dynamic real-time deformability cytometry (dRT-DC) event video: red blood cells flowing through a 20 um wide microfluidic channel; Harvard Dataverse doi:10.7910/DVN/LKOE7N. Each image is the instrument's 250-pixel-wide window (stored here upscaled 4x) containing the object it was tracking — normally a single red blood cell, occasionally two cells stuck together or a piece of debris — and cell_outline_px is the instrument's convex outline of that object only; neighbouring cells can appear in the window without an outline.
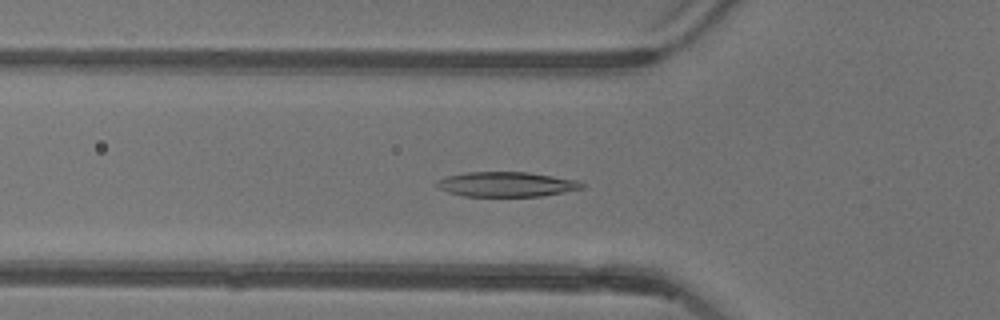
{"species": "common noctule bat (a hibernating species)", "species_latin": "Nyctalus noctula", "temperature_condition": "warm", "stored_images_in_passage": 51, "camera_frame_rate_fps": 3000, "um_per_image_px": 0.085, "animal": {"sex": "female"}, "frame": {"image": 1, "passage_image": 16, "time_ms": 5.0, "image_size_px": [1000, 320], "cell_outline_px": [[584, 188], [564, 192], [540, 196], [464, 196], [448, 192], [440, 188], [436, 184], [436, 180], [444, 176], [468, 172], [528, 172], [576, 180], [584, 184]], "centroid_in_image_um": [43.02, 15.66], "position_along_channel_um": 82.8, "area_um2": 20.92}}
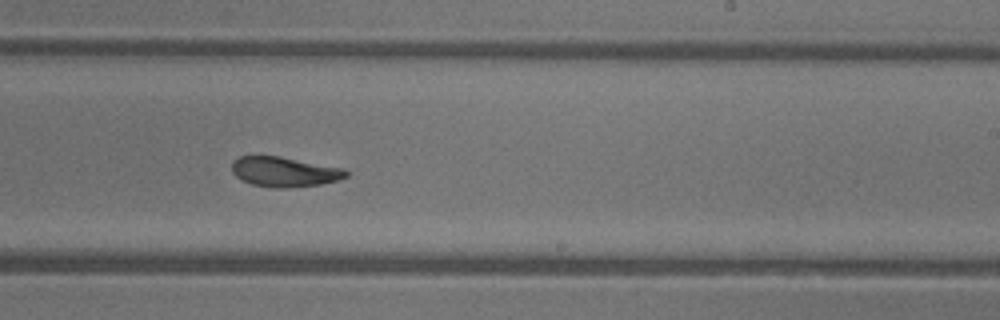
{"frame": {"image": 2, "passage_image": 30, "time_ms": 9.667, "image_size_px": [1000, 320], "cell_outline_px": [[348, 176], [340, 180], [320, 184], [280, 188], [276, 188], [252, 184], [240, 180], [232, 172], [232, 164], [240, 156], [280, 156], [344, 168], [348, 172]], "centroid_in_image_um": [24.2, 14.6], "position_along_channel_um": 264.8, "area_um2": 19.83}}
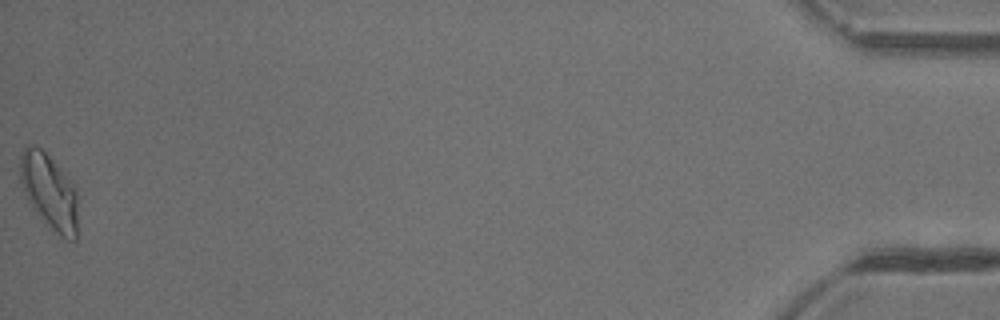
{"frame": {"image": 3, "passage_image": 51, "time_ms": 16.667, "image_size_px": [1000, 320], "cell_outline_px": [[76, 240], [68, 240], [60, 236], [48, 228], [32, 208], [24, 192], [20, 180], [20, 152], [28, 144], [32, 144], [40, 148], [48, 156], [76, 188]], "centroid_in_image_um": [4.15, 16.3], "position_along_channel_um": 431.1, "area_um2": 25.14}, "authors_computed_cell_mechanics": {"area_um2": 21.1548, "velocity_mm_per_s": 3.8885, "shape_relaxation_time_tau1_ms": 4.1691, "shape_relaxation_time_tau2_ms": 2.8767, "deformation_change_tau1": 0.159, "deformation_change_tau2": 0.0897}}